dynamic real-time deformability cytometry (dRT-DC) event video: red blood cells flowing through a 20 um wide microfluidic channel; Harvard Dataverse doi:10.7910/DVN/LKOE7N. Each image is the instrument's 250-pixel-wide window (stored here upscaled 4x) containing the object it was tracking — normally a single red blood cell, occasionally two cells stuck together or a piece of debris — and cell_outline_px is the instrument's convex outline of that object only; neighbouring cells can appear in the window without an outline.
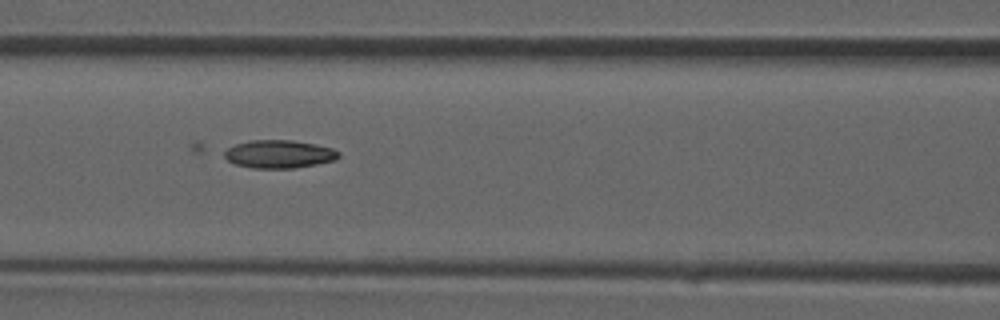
{"species": "common noctule bat (a hibernating species)", "species_latin": "Nyctalus noctula", "temperature_condition": "room temperature", "stored_images_in_passage": 33, "camera_frame_rate_fps": 3000, "um_per_image_px": 0.085, "animal": {"sex": "male", "forearm_length_mm": 52.5}, "frame": {"image": 1, "passage_image": 11, "time_ms": 3.333, "image_size_px": [1000, 320], "cell_outline_px": [[340, 156], [336, 160], [316, 164], [292, 168], [252, 168], [236, 164], [228, 160], [224, 156], [224, 152], [228, 148], [236, 144], [248, 140], [292, 140], [332, 148], [340, 152]], "centroid_in_image_um": [23.72, 13.1], "position_along_channel_um": 142.9, "area_um2": 18.55}}
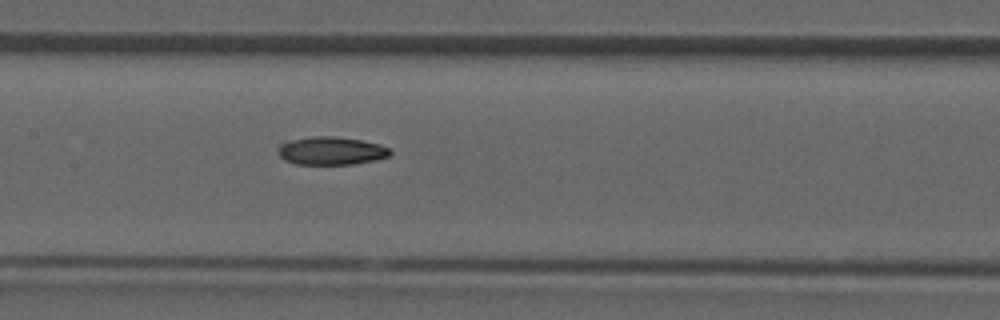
{"frame": {"image": 2, "passage_image": 13, "time_ms": 4.0, "image_size_px": [1000, 320], "cell_outline_px": [[392, 152], [388, 156], [376, 160], [352, 164], [296, 164], [284, 160], [280, 156], [280, 144], [292, 140], [312, 136], [336, 136], [360, 140], [380, 144], [388, 148]], "centroid_in_image_um": [28.18, 12.82], "position_along_channel_um": 179.2, "area_um2": 18.15}}